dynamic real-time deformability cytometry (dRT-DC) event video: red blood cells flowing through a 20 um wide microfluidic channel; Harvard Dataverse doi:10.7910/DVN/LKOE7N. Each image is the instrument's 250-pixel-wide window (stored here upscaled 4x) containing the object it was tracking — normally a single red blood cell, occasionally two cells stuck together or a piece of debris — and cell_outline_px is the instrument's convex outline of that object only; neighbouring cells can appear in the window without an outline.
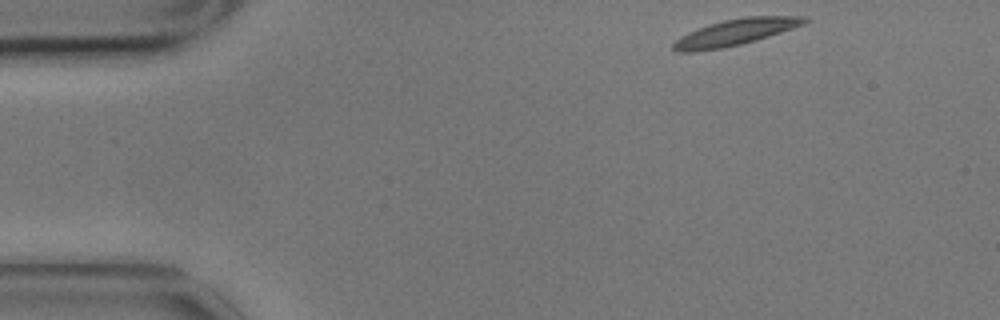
{"species": "common noctule bat (a hibernating species)", "species_latin": "Nyctalus noctula", "temperature_condition": "cold", "stored_images_in_passage": 38, "camera_frame_rate_fps": 3000, "um_per_image_px": 0.085, "animal": {"sex": "male", "body_mass_g": 17.9}, "frame": {"image": 1, "passage_image": 1, "time_ms": 0.0, "image_size_px": [1000, 320], "cell_outline_px": [[812, 20], [804, 24], [756, 40], [740, 44], [720, 48], [692, 52], [676, 52], [672, 48], [672, 44], [680, 36], [688, 32], [708, 24], [724, 20], [744, 16], [804, 16]], "centroid_in_image_um": [62.49, 2.73], "position_along_channel_um": 22.5, "area_um2": 20.0}}
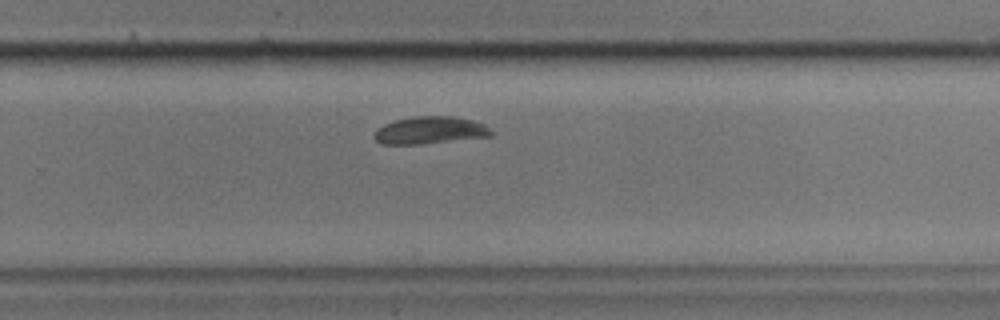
{"frame": {"image": 2, "passage_image": 33, "time_ms": 10.667, "image_size_px": [1000, 320], "cell_outline_px": [[492, 136], [420, 144], [380, 144], [372, 136], [384, 124], [396, 120], [412, 116], [452, 116], [472, 120], [484, 124], [492, 132]], "centroid_in_image_um": [36.54, 11.07], "position_along_channel_um": 293.3, "area_um2": 18.5}}
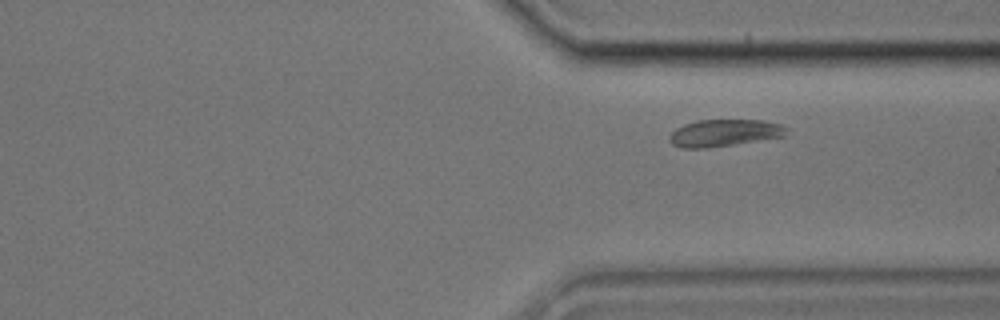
{"frame": {"image": 3, "passage_image": 38, "time_ms": 12.333, "image_size_px": [1000, 320], "cell_outline_px": [[788, 128], [784, 136], [708, 148], [680, 148], [672, 144], [668, 140], [668, 136], [676, 128], [684, 124], [696, 120], [764, 120], [784, 124]], "centroid_in_image_um": [61.54, 11.29], "position_along_channel_um": 349.9, "area_um2": 18.55}}